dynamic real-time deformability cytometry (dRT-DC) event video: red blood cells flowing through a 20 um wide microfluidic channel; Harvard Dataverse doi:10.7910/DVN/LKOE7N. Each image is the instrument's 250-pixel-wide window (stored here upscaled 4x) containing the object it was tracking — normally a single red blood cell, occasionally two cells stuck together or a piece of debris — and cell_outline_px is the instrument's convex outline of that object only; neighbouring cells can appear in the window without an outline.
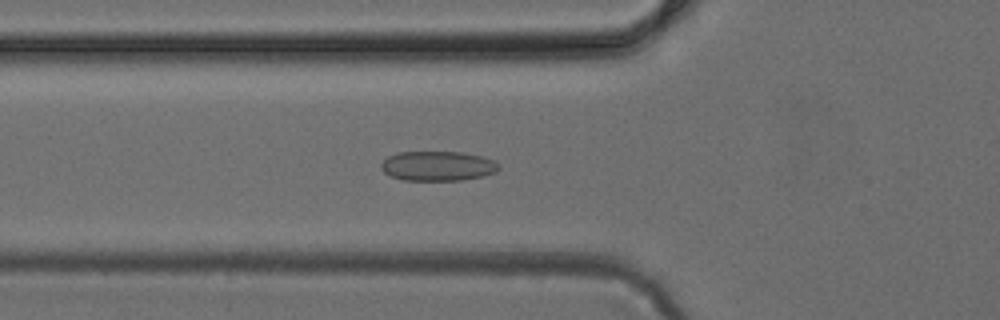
{"species": "common noctule bat (a hibernating species)", "species_latin": "Nyctalus noctula", "temperature_condition": "cold", "stored_images_in_passage": 48, "camera_frame_rate_fps": 3000, "um_per_image_px": 0.085, "animal": {"sex": "female", "body_mass_g": 24.6, "forearm_length_mm": 56.2}, "frame": {"image": 1, "passage_image": 17, "time_ms": 5.333, "image_size_px": [1000, 320], "cell_outline_px": [[500, 168], [496, 172], [484, 176], [460, 180], [404, 180], [392, 176], [384, 172], [380, 168], [380, 164], [388, 156], [396, 152], [460, 152], [484, 156], [496, 160], [500, 164]], "centroid_in_image_um": [37.25, 14.1], "position_along_channel_um": 88.6, "area_um2": 20.58}}
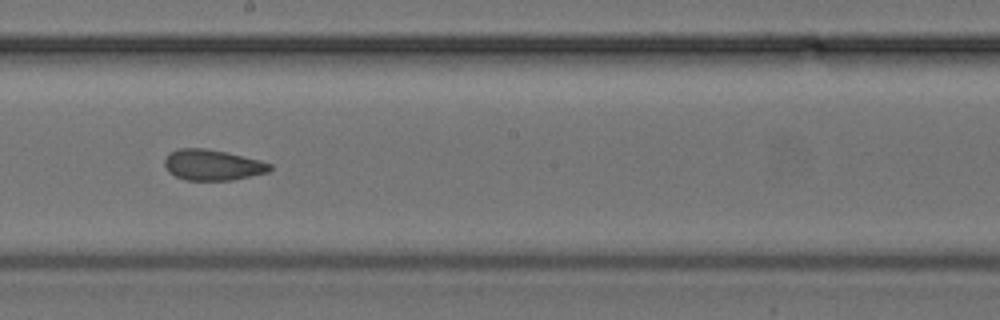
{"frame": {"image": 2, "passage_image": 27, "time_ms": 8.667, "image_size_px": [1000, 320], "cell_outline_px": [[272, 168], [268, 172], [232, 180], [188, 180], [176, 176], [168, 172], [164, 164], [164, 160], [168, 152], [180, 148], [204, 148], [224, 152], [260, 160], [272, 164]], "centroid_in_image_um": [18.04, 14.02], "position_along_channel_um": 230.2, "area_um2": 18.79}}
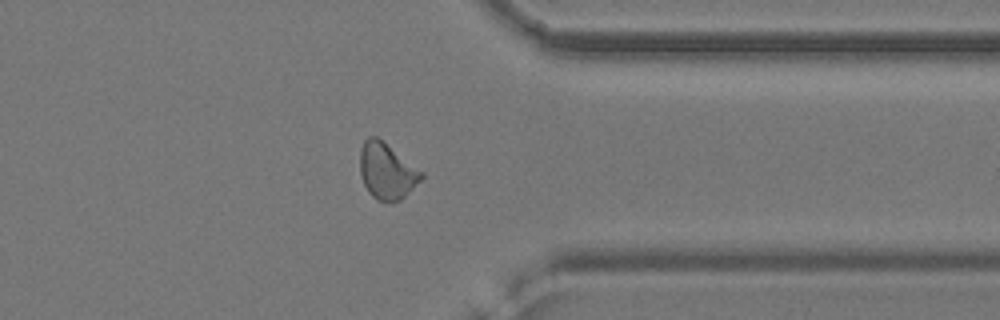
{"frame": {"image": 3, "passage_image": 38, "time_ms": 12.333, "image_size_px": [1000, 320], "cell_outline_px": [[424, 176], [400, 200], [376, 200], [368, 192], [360, 176], [360, 148], [364, 140], [368, 136], [376, 136], [424, 172]], "centroid_in_image_um": [32.85, 14.51], "position_along_channel_um": 378.6, "area_um2": 19.83}}